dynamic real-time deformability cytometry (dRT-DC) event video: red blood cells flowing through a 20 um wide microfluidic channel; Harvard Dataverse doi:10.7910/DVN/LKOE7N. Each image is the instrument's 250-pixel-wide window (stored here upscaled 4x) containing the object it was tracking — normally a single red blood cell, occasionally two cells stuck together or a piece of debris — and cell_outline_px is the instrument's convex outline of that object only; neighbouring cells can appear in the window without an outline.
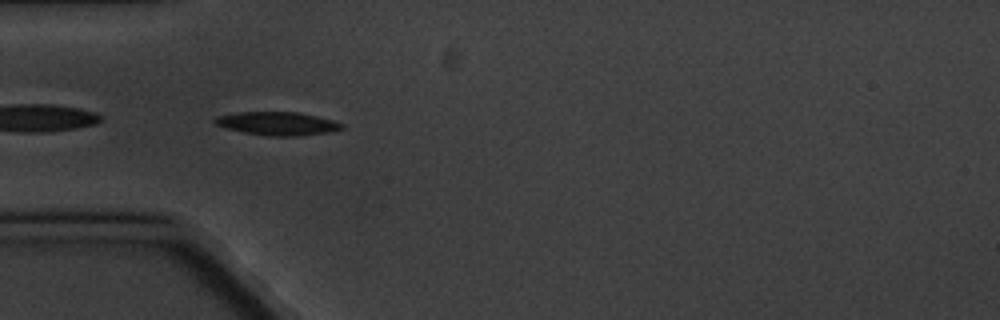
{"species": "common noctule bat (a hibernating species)", "species_latin": "Nyctalus noctula", "temperature_condition": "cold", "stored_images_in_passage": 4, "camera_frame_rate_fps": 3000, "um_per_image_px": 0.085, "animal": {"sex": "male", "body_mass_g": 20.1, "forearm_length_mm": 53.5}, "frame": {"image": 1, "passage_image": 4, "time_ms": 3.667, "image_size_px": [1000, 320], "cell_outline_px": [[344, 128], [332, 132], [300, 136], [268, 136], [244, 132], [212, 124], [212, 120], [216, 116], [240, 112], [300, 112], [332, 120], [344, 124]], "centroid_in_image_um": [23.59, 10.5], "position_along_channel_um": 61.4, "area_um2": 17.4}}